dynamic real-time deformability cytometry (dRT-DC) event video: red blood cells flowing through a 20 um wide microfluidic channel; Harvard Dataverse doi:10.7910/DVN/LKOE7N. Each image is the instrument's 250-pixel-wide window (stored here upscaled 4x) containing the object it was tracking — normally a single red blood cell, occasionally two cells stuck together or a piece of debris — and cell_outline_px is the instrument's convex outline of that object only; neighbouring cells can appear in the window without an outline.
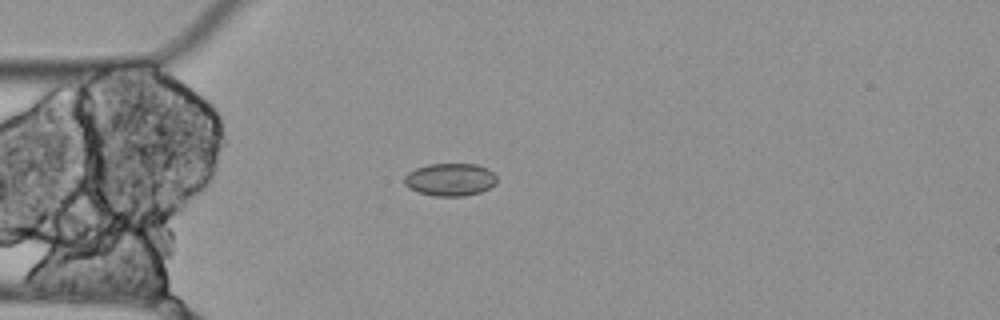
{"species": "Egyptian fruit bat (a non-hibernating species)", "species_latin": "Rousettus aegyptiacus", "temperature_condition": "cold", "stored_images_in_passage": 2, "camera_frame_rate_fps": 3000, "um_per_image_px": 0.085, "animal": {"sex": "female"}, "frame": {"image": 1, "passage_image": 2, "time_ms": 0.333, "image_size_px": [1000, 320], "cell_outline_px": [[496, 184], [480, 192], [464, 196], [432, 196], [408, 188], [404, 184], [404, 176], [408, 172], [416, 168], [428, 164], [476, 164], [488, 168], [496, 176]], "centroid_in_image_um": [38.25, 15.26], "position_along_channel_um": 46.8, "area_um2": 17.69}}